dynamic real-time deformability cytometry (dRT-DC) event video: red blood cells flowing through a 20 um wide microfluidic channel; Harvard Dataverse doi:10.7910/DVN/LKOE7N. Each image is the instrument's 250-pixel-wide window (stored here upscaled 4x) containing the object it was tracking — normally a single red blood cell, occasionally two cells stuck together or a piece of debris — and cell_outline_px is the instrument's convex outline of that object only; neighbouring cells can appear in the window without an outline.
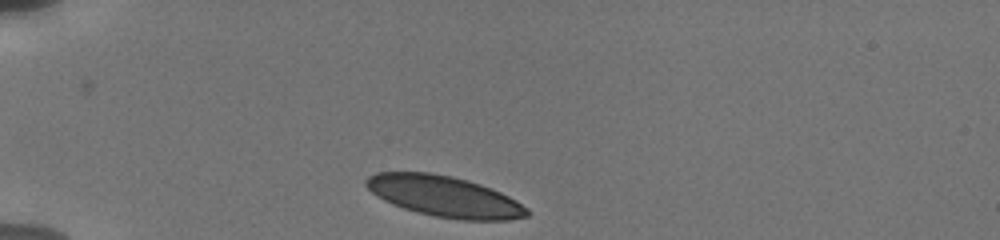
{"species": "human", "species_latin": "Homo sapiens", "temperature_condition": "cold", "stored_images_in_passage": 28, "camera_frame_rate_fps": 3000, "um_per_image_px": 0.085, "donor": {"sex": "male"}, "frame": {"image": 1, "passage_image": 1, "time_ms": 0.0, "image_size_px": [1000, 240], "cell_outline_px": [[532, 212], [528, 216], [508, 220], [460, 220], [436, 216], [416, 212], [392, 204], [376, 196], [364, 184], [364, 180], [368, 176], [376, 172], [432, 172], [452, 176], [468, 180], [492, 188], [516, 200], [528, 208]], "centroid_in_image_um": [37.78, 16.69], "position_along_channel_um": 47.2, "area_um2": 38.55}}
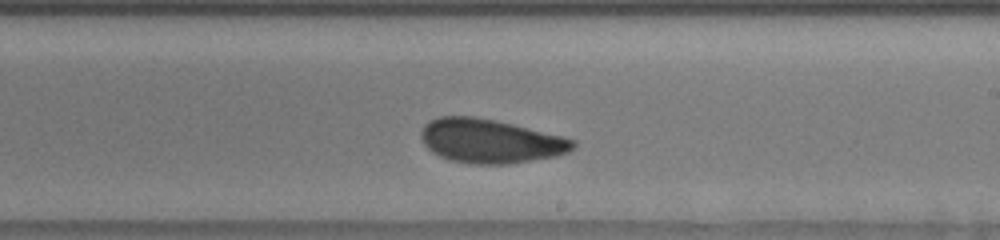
{"frame": {"image": 2, "passage_image": 16, "time_ms": 6.333, "image_size_px": [1000, 240], "cell_outline_px": [[576, 144], [568, 152], [556, 156], [508, 164], [472, 164], [448, 160], [432, 152], [424, 144], [420, 136], [420, 132], [424, 124], [428, 120], [440, 116], [472, 116], [512, 124], [564, 136], [576, 140]], "centroid_in_image_um": [41.65, 11.99], "position_along_channel_um": 247.4, "area_um2": 39.02}}
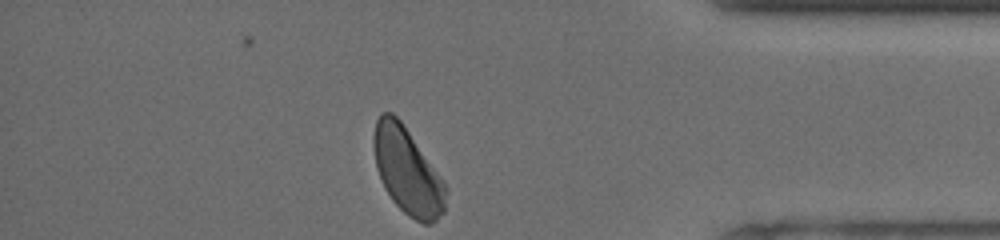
{"frame": {"image": 3, "passage_image": 28, "time_ms": 11.0, "image_size_px": [1000, 240], "cell_outline_px": [[448, 192], [444, 212], [432, 224], [424, 224], [408, 216], [392, 200], [384, 188], [376, 168], [372, 144], [372, 136], [376, 120], [380, 112], [392, 112], [404, 124], [448, 188]], "centroid_in_image_um": [34.61, 14.53], "position_along_channel_um": 400.6, "area_um2": 36.59}, "authors_computed_cell_mechanics": {"area_um2": 38.8416, "velocity_mm_per_s": 3.7448, "shape_relaxation_time_tau1_ms": 3.7892, "shape_relaxation_time_tau2_ms": 1.6995, "deformation_change_tau1": 0.1173, "deformation_change_tau2": 0.0743}}